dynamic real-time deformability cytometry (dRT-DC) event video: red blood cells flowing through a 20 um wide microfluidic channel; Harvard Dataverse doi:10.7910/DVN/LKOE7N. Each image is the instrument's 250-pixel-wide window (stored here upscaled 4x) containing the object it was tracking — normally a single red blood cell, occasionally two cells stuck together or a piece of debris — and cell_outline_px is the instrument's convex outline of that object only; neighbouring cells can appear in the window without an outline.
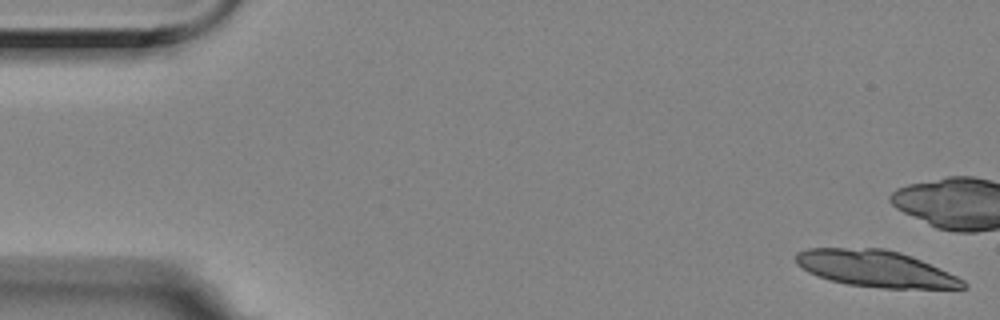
{"species": "Egyptian fruit bat (a non-hibernating species)", "species_latin": "Rousettus aegyptiacus", "temperature_condition": "room temperature", "stored_images_in_passage": 13, "camera_frame_rate_fps": 3000, "um_per_image_px": 0.085, "animal": {"sex": "female"}, "frame": {"image": 1, "passage_image": 1, "time_ms": 0.0, "image_size_px": [1000, 320], "cell_outline_px": [[968, 288], [884, 288], [848, 284], [832, 280], [808, 272], [796, 264], [796, 252], [808, 248], [884, 248], [900, 252], [912, 256], [948, 272], [964, 280], [968, 284]], "centroid_in_image_um": [74.43, 22.82], "position_along_channel_um": 10.6, "area_um2": 35.37}}